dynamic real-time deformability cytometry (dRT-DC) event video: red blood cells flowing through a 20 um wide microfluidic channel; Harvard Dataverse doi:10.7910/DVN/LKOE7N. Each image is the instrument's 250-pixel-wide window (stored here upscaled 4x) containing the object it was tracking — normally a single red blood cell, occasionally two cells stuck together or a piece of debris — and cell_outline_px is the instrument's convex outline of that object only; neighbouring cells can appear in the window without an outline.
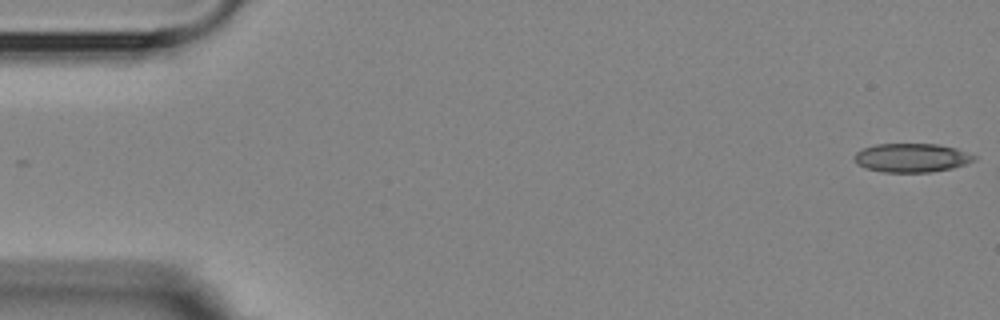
{"species": "Egyptian fruit bat (a non-hibernating species)", "species_latin": "Rousettus aegyptiacus", "temperature_condition": "room temperature", "stored_images_in_passage": 4, "camera_frame_rate_fps": 3000, "um_per_image_px": 0.085, "animal": {"sex": "female"}, "frame": {"image": 1, "passage_image": 1, "time_ms": 0.0, "image_size_px": [1000, 320], "cell_outline_px": [[976, 160], [968, 164], [952, 168], [932, 172], [884, 172], [864, 168], [856, 164], [852, 156], [856, 152], [864, 148], [876, 144], [936, 144], [956, 148], [976, 156]], "centroid_in_image_um": [77.48, 13.42], "position_along_channel_um": 7.5, "area_um2": 20.29}}